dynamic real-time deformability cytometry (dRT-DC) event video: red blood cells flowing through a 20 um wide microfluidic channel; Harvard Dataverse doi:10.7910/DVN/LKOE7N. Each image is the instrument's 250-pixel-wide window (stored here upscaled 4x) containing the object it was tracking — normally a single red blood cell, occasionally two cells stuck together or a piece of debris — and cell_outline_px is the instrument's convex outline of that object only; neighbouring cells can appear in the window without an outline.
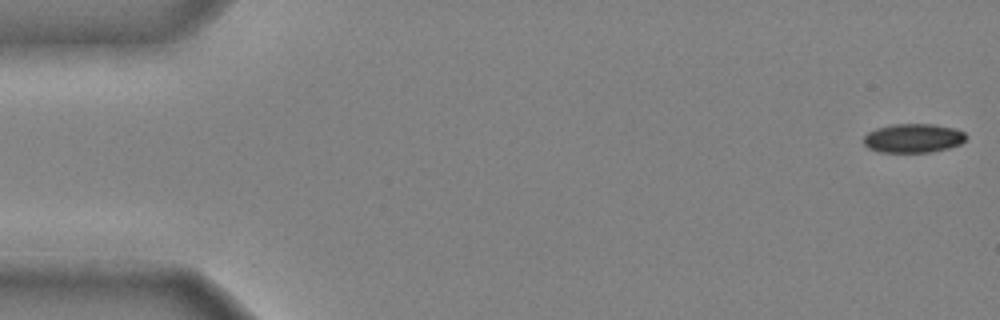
{"species": "common noctule bat (a hibernating species)", "species_latin": "Nyctalus noctula", "temperature_condition": "cold", "stored_images_in_passage": 9, "camera_frame_rate_fps": 3000, "um_per_image_px": 0.085, "animal": {"sex": "male", "body_mass_g": 20.4}, "frame": {"image": 1, "passage_image": 1, "time_ms": 0.0, "image_size_px": [1000, 320], "cell_outline_px": [[968, 136], [960, 144], [948, 148], [932, 152], [880, 152], [868, 148], [864, 144], [864, 136], [868, 132], [876, 128], [892, 124], [932, 124], [956, 128], [964, 132]], "centroid_in_image_um": [77.63, 11.74], "position_along_channel_um": 7.4, "area_um2": 17.4}}